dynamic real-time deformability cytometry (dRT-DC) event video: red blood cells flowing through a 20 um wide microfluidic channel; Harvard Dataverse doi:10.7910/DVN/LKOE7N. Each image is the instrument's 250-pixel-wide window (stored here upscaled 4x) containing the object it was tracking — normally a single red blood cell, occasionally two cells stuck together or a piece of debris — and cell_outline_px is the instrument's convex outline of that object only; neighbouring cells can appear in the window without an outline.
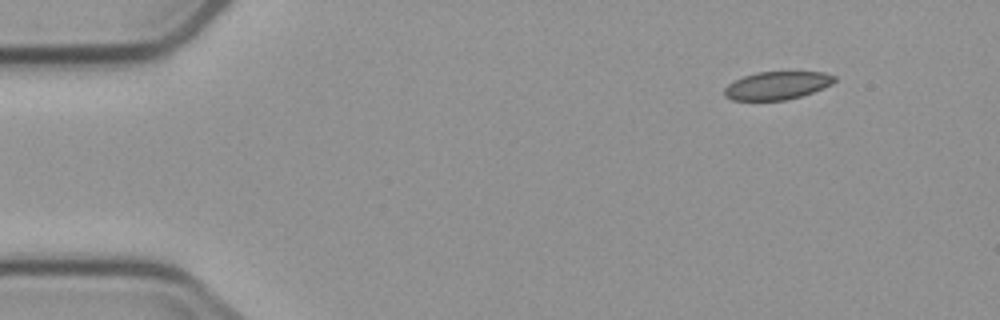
{"species": "common noctule bat (a hibernating species)", "species_latin": "Nyctalus noctula", "temperature_condition": "cold", "stored_images_in_passage": 5, "camera_frame_rate_fps": 3000, "um_per_image_px": 0.085, "animal": {"sex": "male", "body_mass_g": 23.1, "forearm_length_mm": 52.7}, "frame": {"image": 1, "passage_image": 1, "time_ms": 0.0, "image_size_px": [1000, 320], "cell_outline_px": [[836, 80], [832, 84], [824, 88], [800, 96], [784, 100], [732, 100], [724, 96], [724, 88], [728, 84], [744, 76], [756, 72], [824, 72], [836, 76]], "centroid_in_image_um": [66.06, 7.26], "position_along_channel_um": 18.9, "area_um2": 17.92}}
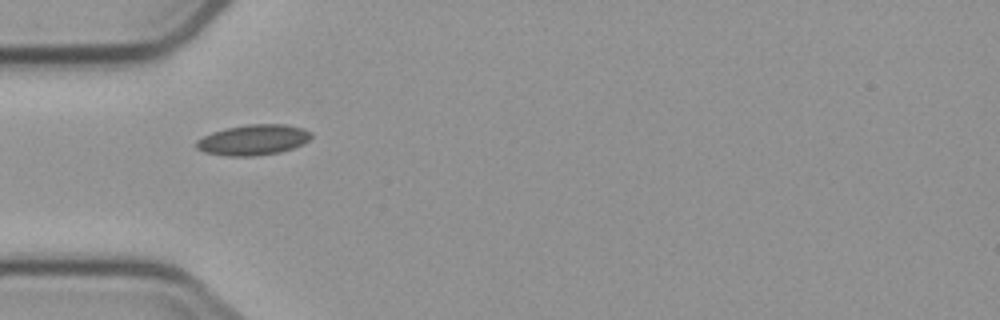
{"frame": {"image": 2, "passage_image": 4, "time_ms": 3.667, "image_size_px": [1000, 320], "cell_outline_px": [[312, 136], [304, 144], [280, 152], [256, 156], [228, 156], [204, 152], [196, 148], [196, 140], [212, 132], [228, 128], [248, 124], [288, 124], [304, 128], [312, 132]], "centroid_in_image_um": [21.56, 11.89], "position_along_channel_um": 63.4, "area_um2": 20.52}}
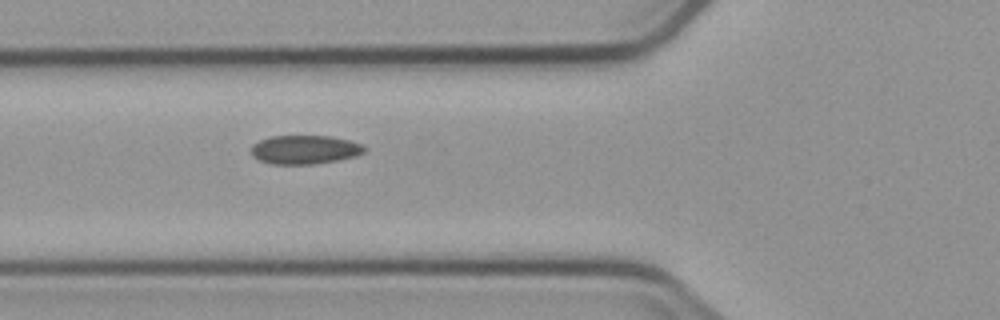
{"frame": {"image": 3, "passage_image": 5, "time_ms": 4.667, "image_size_px": [1000, 320], "cell_outline_px": [[368, 148], [364, 152], [356, 156], [336, 160], [312, 164], [272, 164], [260, 160], [252, 156], [252, 144], [260, 140], [272, 136], [332, 136], [364, 144]], "centroid_in_image_um": [25.94, 12.71], "position_along_channel_um": 99.9, "area_um2": 19.02}}